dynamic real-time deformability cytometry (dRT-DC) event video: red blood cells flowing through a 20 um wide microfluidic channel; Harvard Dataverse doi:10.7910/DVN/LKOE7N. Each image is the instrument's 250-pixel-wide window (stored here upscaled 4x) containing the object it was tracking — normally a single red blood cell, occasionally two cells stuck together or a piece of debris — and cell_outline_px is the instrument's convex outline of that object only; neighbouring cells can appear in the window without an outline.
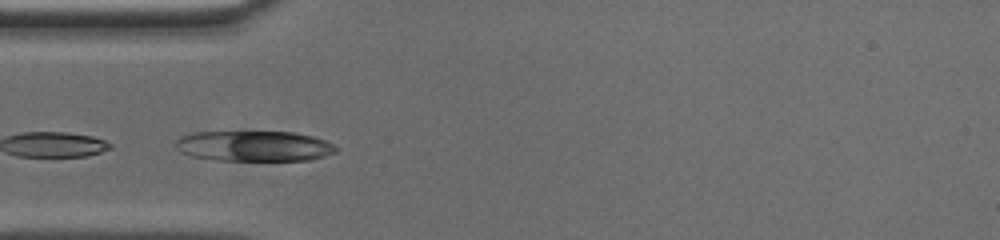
{"species": "common noctule bat (a hibernating species)", "species_latin": "Nyctalus noctula", "temperature_condition": "cold", "stored_images_in_passage": 19, "camera_frame_rate_fps": 3000, "um_per_image_px": 0.085, "animal": {"sex": "male", "body_mass_g": 20.0, "forearm_length_mm": 53.3}, "frame": {"image": 1, "passage_image": 14, "time_ms": 4.333, "image_size_px": [1000, 240], "cell_outline_px": [[340, 148], [336, 152], [324, 156], [308, 160], [212, 160], [192, 156], [180, 152], [176, 148], [176, 140], [180, 136], [192, 132], [292, 132], [312, 136], [324, 140]], "centroid_in_image_um": [21.57, 12.41], "position_along_channel_um": 63.4, "area_um2": 28.5}}